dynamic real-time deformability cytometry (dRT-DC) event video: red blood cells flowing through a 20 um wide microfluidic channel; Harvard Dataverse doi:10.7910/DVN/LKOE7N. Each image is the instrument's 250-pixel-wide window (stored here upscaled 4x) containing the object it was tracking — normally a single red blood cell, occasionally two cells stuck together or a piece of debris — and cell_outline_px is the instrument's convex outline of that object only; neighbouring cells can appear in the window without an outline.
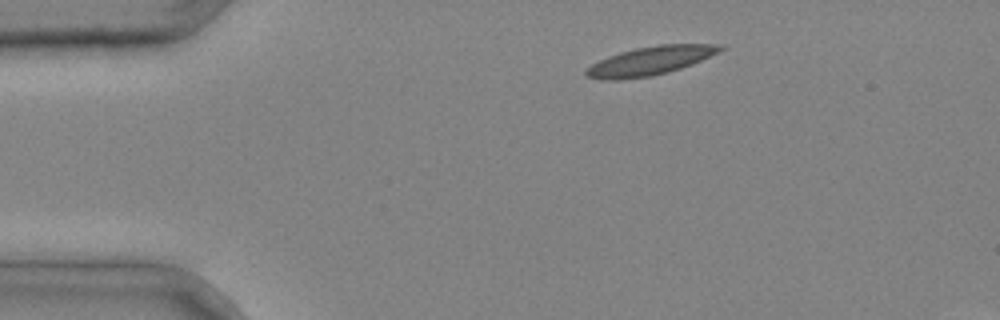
{"species": "common noctule bat (a hibernating species)", "species_latin": "Nyctalus noctula", "temperature_condition": "cold", "stored_images_in_passage": 3, "segment_of_instrument_passage": [1, 2], "camera_frame_rate_fps": 3000, "um_per_image_px": 0.085, "animal": {"sex": "male", "body_mass_g": 20.4}, "frame": {"image": 1, "passage_image": 1, "time_ms": 0.0, "image_size_px": [1000, 320], "cell_outline_px": [[724, 48], [692, 64], [668, 72], [652, 76], [620, 80], [604, 80], [588, 76], [584, 72], [592, 64], [608, 56], [620, 52], [636, 48], [660, 44], [724, 44]], "centroid_in_image_um": [55.25, 5.17], "position_along_channel_um": 29.8, "area_um2": 22.08}}